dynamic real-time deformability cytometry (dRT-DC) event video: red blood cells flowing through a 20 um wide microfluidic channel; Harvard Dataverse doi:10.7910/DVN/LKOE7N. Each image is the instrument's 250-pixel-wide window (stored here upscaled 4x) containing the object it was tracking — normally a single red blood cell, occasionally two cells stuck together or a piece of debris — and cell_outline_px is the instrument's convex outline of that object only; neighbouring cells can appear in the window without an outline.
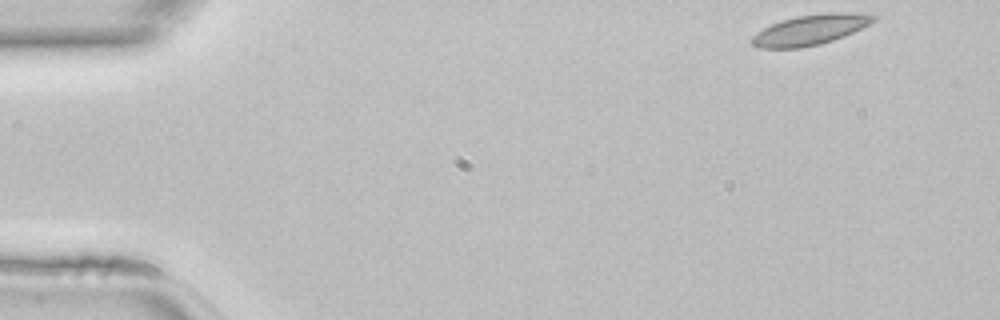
{"species": "common noctule bat (a hibernating species)", "species_latin": "Nyctalus noctula", "temperature_condition": "room temperature", "stored_images_in_passage": 43, "camera_frame_rate_fps": 3000, "um_per_image_px": 0.085, "animal": {"sex": "female", "body_mass_g": 22.7, "forearm_length_mm": 54.2}, "frame": {"image": 1, "passage_image": 1, "time_ms": 0.0, "image_size_px": [1000, 320], "cell_outline_px": [[880, 16], [876, 20], [844, 36], [820, 44], [800, 48], [756, 48], [748, 40], [756, 32], [772, 24], [796, 16], [824, 12], [860, 12]], "centroid_in_image_um": [68.87, 2.52], "position_along_channel_um": 16.1, "area_um2": 21.62}}
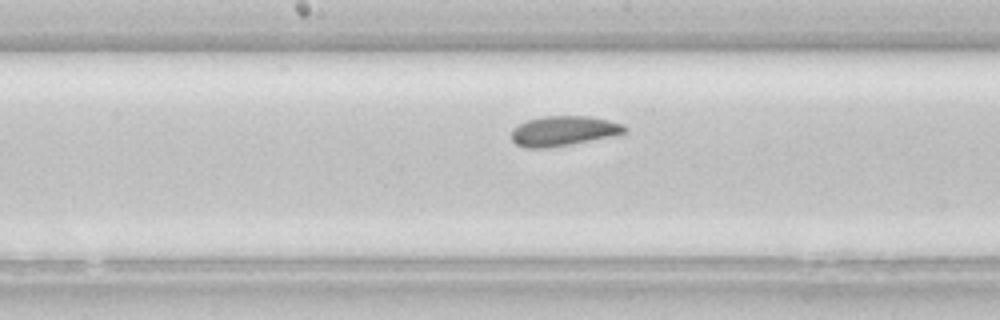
{"frame": {"image": 2, "passage_image": 21, "time_ms": 6.667, "image_size_px": [1000, 320], "cell_outline_px": [[628, 132], [572, 144], [552, 148], [524, 148], [516, 144], [512, 140], [512, 128], [528, 120], [544, 116], [592, 116], [624, 124], [628, 128]], "centroid_in_image_um": [47.9, 11.13], "position_along_channel_um": 200.3, "area_um2": 19.83}}
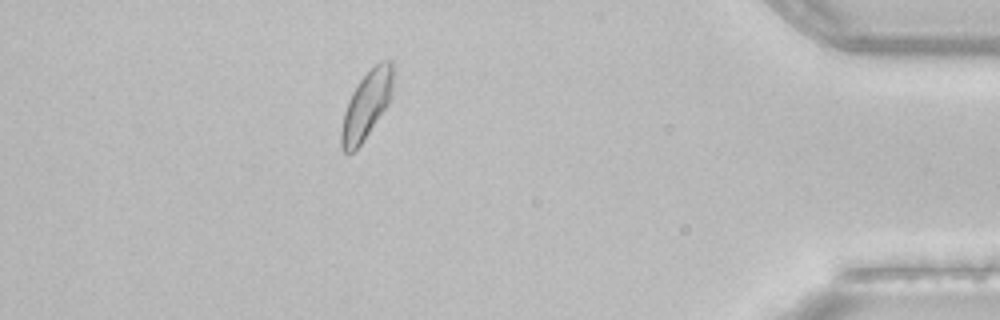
{"frame": {"image": 3, "passage_image": 38, "time_ms": 12.333, "image_size_px": [1000, 320], "cell_outline_px": [[392, 96], [388, 104], [360, 144], [352, 152], [344, 152], [340, 148], [340, 132], [344, 112], [348, 100], [352, 92], [360, 80], [380, 60], [392, 60]], "centroid_in_image_um": [31.13, 8.93], "position_along_channel_um": 404.1, "area_um2": 20.0}}